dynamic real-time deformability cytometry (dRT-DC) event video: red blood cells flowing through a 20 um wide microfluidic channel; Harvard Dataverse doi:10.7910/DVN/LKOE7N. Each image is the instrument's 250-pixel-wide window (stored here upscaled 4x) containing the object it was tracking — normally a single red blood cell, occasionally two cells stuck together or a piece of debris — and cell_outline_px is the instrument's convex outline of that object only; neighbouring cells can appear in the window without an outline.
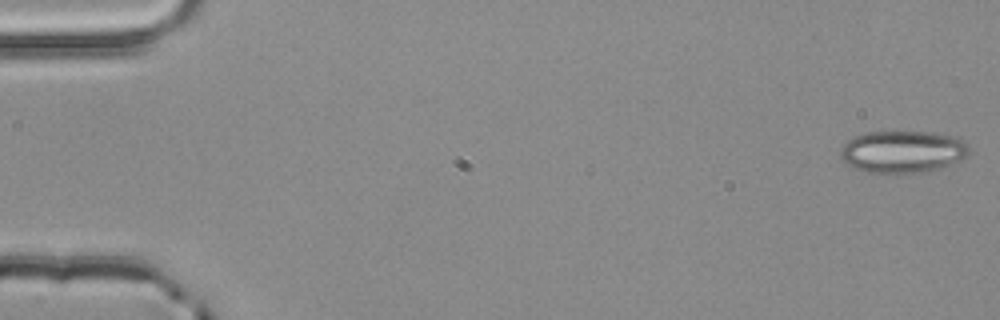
{"species": "common noctule bat (a hibernating species)", "species_latin": "Nyctalus noctula", "temperature_condition": "room temperature", "stored_images_in_passage": 3, "camera_frame_rate_fps": 3000, "um_per_image_px": 0.085, "animal": {"sex": "male", "body_mass_g": 20.4}, "frame": {"image": 1, "passage_image": 1, "time_ms": 0.0, "image_size_px": [1000, 320], "cell_outline_px": [[968, 152], [960, 160], [940, 168], [928, 172], [864, 172], [840, 160], [840, 148], [848, 140], [864, 132], [932, 132], [956, 136], [964, 140], [968, 144]], "centroid_in_image_um": [76.72, 12.88], "position_along_channel_um": 8.3, "area_um2": 31.56}}